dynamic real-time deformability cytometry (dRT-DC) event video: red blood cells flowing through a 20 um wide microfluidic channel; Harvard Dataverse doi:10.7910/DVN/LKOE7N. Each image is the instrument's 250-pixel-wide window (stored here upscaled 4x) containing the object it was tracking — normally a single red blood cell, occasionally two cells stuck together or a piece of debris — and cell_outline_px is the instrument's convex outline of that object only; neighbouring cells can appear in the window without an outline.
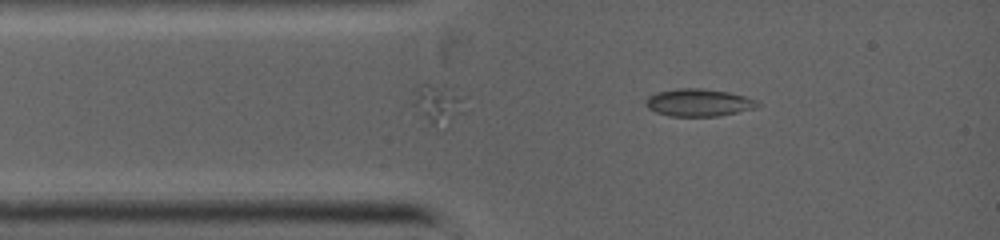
{"species": "common noctule bat (a hibernating species)", "species_latin": "Nyctalus noctula", "temperature_condition": "warm", "stored_images_in_passage": 6, "camera_frame_rate_fps": 5000, "um_per_image_px": 0.085, "animal": {"sex": "female", "body_mass_g": 19.0, "forearm_length_mm": 53.3}, "frame": {"image": 1, "passage_image": 1, "time_ms": 0.0, "image_size_px": [1000, 240], "cell_outline_px": [[760, 104], [756, 108], [720, 116], [668, 116], [656, 112], [648, 108], [644, 104], [648, 96], [656, 92], [680, 88], [700, 88], [728, 92], [744, 96], [756, 100]], "centroid_in_image_um": [59.36, 8.72], "position_along_channel_um": 25.6, "area_um2": 17.92}}
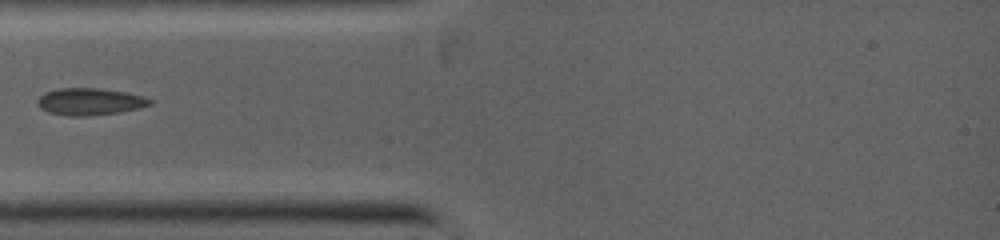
{"frame": {"image": 2, "passage_image": 3, "time_ms": 1.4, "image_size_px": [1000, 240], "cell_outline_px": [[152, 104], [120, 112], [84, 116], [68, 116], [48, 112], [40, 108], [36, 104], [36, 100], [44, 92], [60, 88], [100, 88], [124, 92], [144, 96], [152, 100]], "centroid_in_image_um": [7.59, 8.63], "position_along_channel_um": 77.4, "area_um2": 17.69}}
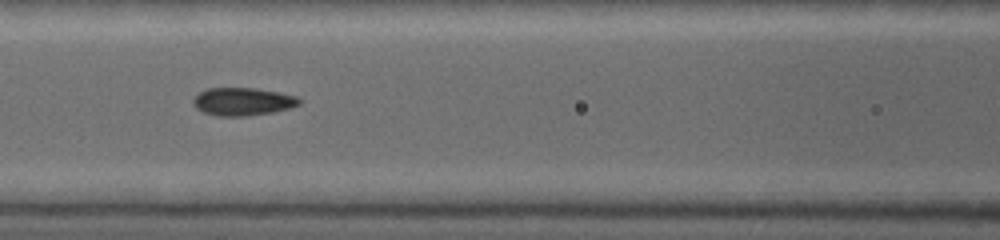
{"frame": {"image": 3, "passage_image": 5, "time_ms": 2.8, "image_size_px": [1000, 240], "cell_outline_px": [[300, 104], [292, 108], [272, 112], [244, 116], [216, 116], [204, 112], [196, 108], [192, 104], [192, 100], [200, 92], [208, 88], [256, 88], [280, 92], [296, 96], [300, 100]], "centroid_in_image_um": [20.64, 8.63], "position_along_channel_um": 146.0, "area_um2": 17.28}}